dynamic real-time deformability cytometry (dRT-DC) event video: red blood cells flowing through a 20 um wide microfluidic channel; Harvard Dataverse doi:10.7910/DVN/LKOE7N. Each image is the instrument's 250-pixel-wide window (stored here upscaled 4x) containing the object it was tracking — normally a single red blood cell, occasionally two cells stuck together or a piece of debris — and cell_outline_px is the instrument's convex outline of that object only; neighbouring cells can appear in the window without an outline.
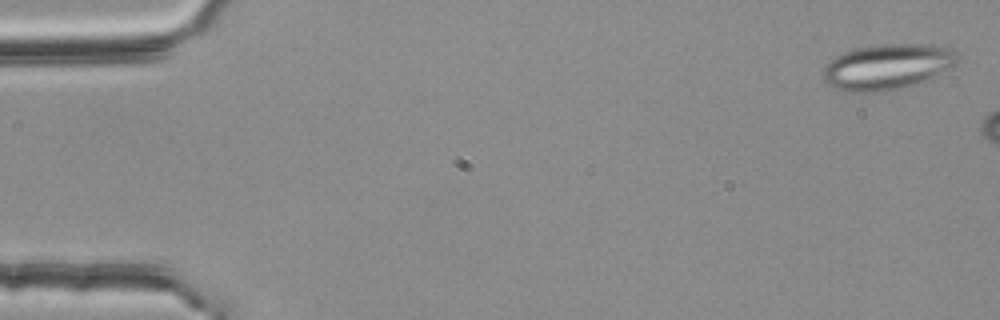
{"species": "common noctule bat (a hibernating species)", "species_latin": "Nyctalus noctula", "temperature_condition": "room temperature", "stored_images_in_passage": 10, "camera_frame_rate_fps": 3000, "um_per_image_px": 0.085, "animal": {"sex": "female", "body_mass_g": 25.1}, "frame": {"image": 1, "passage_image": 1, "time_ms": 0.0, "image_size_px": [1000, 320], "cell_outline_px": [[960, 60], [956, 64], [924, 80], [900, 88], [884, 92], [848, 92], [832, 88], [824, 80], [824, 64], [836, 56], [844, 52], [856, 48], [884, 44], [928, 44], [952, 48], [956, 52]], "centroid_in_image_um": [75.39, 5.67], "position_along_channel_um": 9.6, "area_um2": 35.6}}